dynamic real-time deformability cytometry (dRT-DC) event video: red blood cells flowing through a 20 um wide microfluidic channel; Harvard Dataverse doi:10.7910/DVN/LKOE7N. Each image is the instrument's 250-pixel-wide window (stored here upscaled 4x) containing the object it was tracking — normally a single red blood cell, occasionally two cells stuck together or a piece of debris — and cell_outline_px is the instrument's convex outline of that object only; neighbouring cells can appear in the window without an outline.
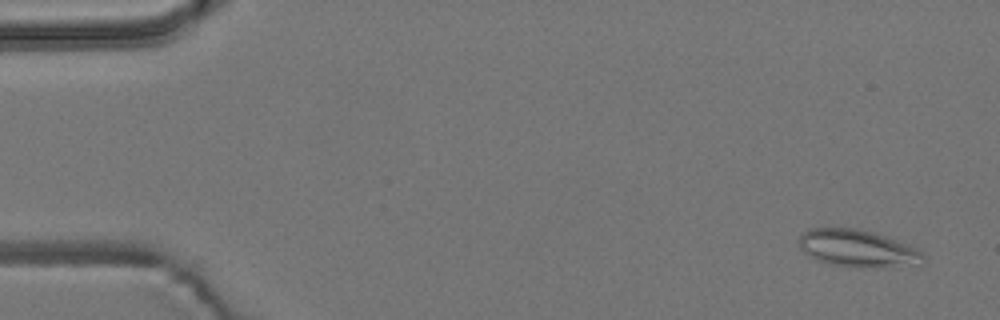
{"species": "common noctule bat (a hibernating species)", "species_latin": "Nyctalus noctula", "temperature_condition": "room temperature", "stored_images_in_passage": 5, "camera_frame_rate_fps": 3000, "um_per_image_px": 0.085, "animal": {"sex": "male", "body_mass_g": 19.2, "forearm_length_mm": 51.8}, "frame": {"image": 1, "passage_image": 1, "time_ms": 0.0, "image_size_px": [1000, 320], "cell_outline_px": [[924, 256], [920, 264], [848, 268], [816, 260], [804, 252], [800, 248], [800, 236], [808, 228], [856, 228], [872, 232], [896, 240], [916, 248]], "centroid_in_image_um": [72.84, 21.11], "position_along_channel_um": 12.2, "area_um2": 26.53}}